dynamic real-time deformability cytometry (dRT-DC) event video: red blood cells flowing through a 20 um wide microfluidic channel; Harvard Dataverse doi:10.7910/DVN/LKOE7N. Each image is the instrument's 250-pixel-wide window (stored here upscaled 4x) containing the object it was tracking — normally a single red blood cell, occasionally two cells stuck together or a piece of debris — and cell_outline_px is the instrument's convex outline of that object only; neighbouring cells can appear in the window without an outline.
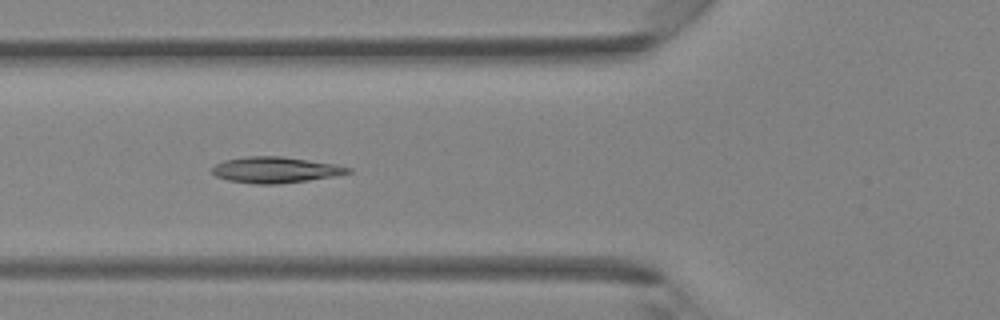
{"species": "Egyptian fruit bat (a non-hibernating species)", "species_latin": "Rousettus aegyptiacus", "temperature_condition": "room temperature", "stored_images_in_passage": 30, "camera_frame_rate_fps": 3000, "um_per_image_px": 0.085, "animal": {"sex": "female"}, "frame": {"image": 1, "passage_image": 5, "time_ms": 1.333, "image_size_px": [1000, 320], "cell_outline_px": [[352, 172], [340, 176], [276, 184], [256, 184], [228, 180], [216, 176], [212, 172], [212, 168], [216, 164], [224, 160], [244, 156], [280, 156], [336, 164], [352, 168]], "centroid_in_image_um": [23.45, 14.44], "position_along_channel_um": 102.4, "area_um2": 20.69}}
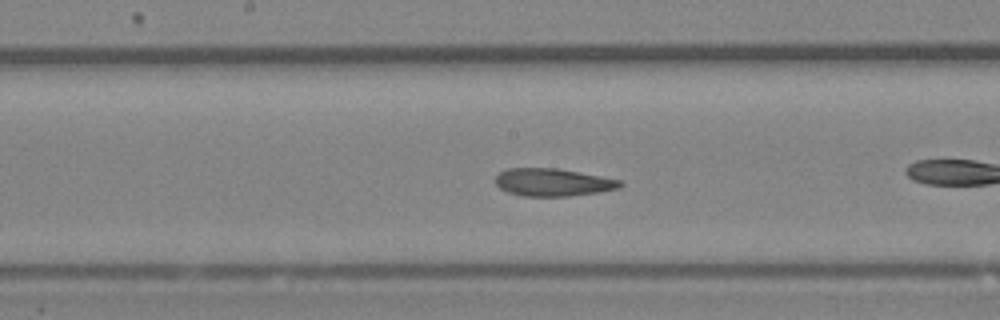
{"frame": {"image": 2, "passage_image": 9, "time_ms": 2.667, "image_size_px": [1000, 320], "cell_outline_px": [[624, 184], [620, 188], [596, 192], [568, 196], [520, 196], [508, 192], [500, 188], [496, 184], [496, 176], [500, 172], [508, 168], [556, 168], [600, 176], [620, 180]], "centroid_in_image_um": [46.97, 15.5], "position_along_channel_um": 201.2, "area_um2": 19.94}}